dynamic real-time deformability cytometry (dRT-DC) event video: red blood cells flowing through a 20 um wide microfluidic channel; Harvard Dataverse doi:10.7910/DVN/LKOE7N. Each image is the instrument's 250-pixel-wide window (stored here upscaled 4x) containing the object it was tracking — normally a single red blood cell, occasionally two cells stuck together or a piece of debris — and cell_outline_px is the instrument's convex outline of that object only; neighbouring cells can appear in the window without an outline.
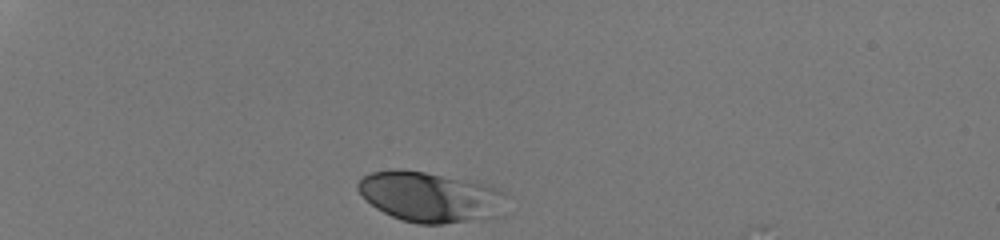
{"species": "human", "species_latin": "Homo sapiens", "temperature_condition": "room temperature", "stored_images_in_passage": 31, "camera_frame_rate_fps": 3000, "um_per_image_px": 0.085, "donor": {"sex": "male"}, "frame": {"image": 1, "passage_image": 1, "time_ms": 0.0, "image_size_px": [1000, 240], "cell_outline_px": [[512, 196], [496, 216], [440, 224], [416, 224], [400, 220], [376, 208], [356, 188], [356, 184], [364, 176], [372, 172], [396, 168], [400, 168], [472, 180], [488, 184], [508, 192]], "centroid_in_image_um": [36.62, 16.71], "position_along_channel_um": 48.4, "area_um2": 43.93}}
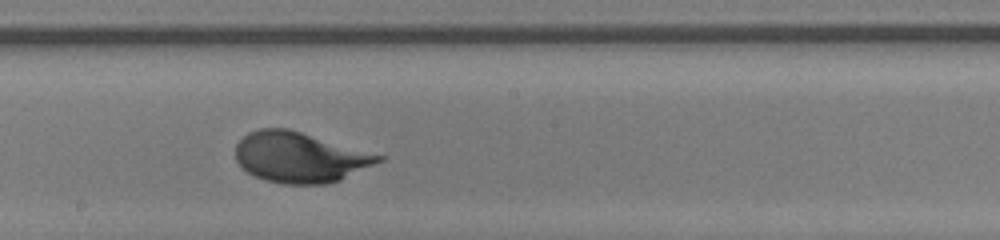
{"frame": {"image": 2, "passage_image": 18, "time_ms": 5.667, "image_size_px": [1000, 240], "cell_outline_px": [[388, 156], [384, 160], [340, 180], [328, 184], [284, 184], [268, 180], [256, 176], [248, 172], [236, 160], [236, 144], [248, 132], [260, 128], [288, 128]], "centroid_in_image_um": [25.54, 13.36], "position_along_channel_um": 222.7, "area_um2": 42.08}}
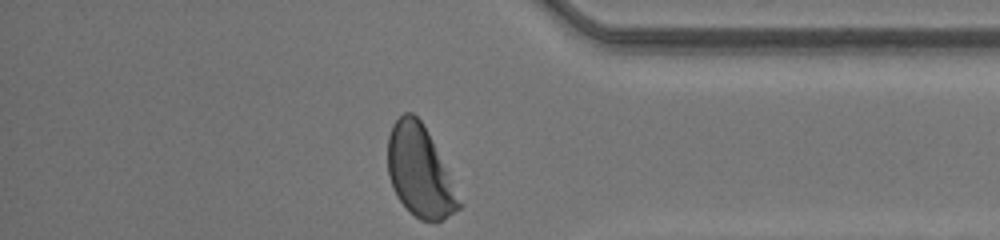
{"frame": {"image": 3, "passage_image": 31, "time_ms": 10.0, "image_size_px": [1000, 240], "cell_outline_px": [[460, 208], [448, 216], [440, 220], [420, 220], [396, 196], [392, 188], [388, 176], [388, 136], [392, 124], [404, 112], [412, 112], [420, 120], [444, 168], [460, 204]], "centroid_in_image_um": [35.59, 14.55], "position_along_channel_um": 399.6, "area_um2": 36.01}, "authors_computed_cell_mechanics": {"area_um2": 41.5582, "velocity_mm_per_s": 4.2177, "shape_relaxation_time_tau1_ms": 2.4701, "shape_relaxation_time_tau2_ms": null, "deformation_change_tau1": 0.1654, "deformation_change_tau2": null}}